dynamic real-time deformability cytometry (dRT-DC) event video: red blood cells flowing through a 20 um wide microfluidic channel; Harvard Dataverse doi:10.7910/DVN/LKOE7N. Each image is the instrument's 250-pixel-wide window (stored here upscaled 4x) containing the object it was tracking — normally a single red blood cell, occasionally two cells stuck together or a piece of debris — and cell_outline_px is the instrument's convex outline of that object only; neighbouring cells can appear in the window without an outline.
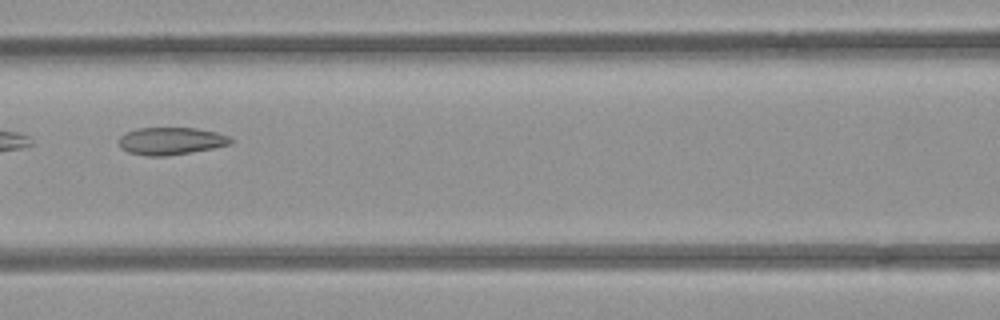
{"species": "common noctule bat (a hibernating species)", "species_latin": "Nyctalus noctula", "temperature_condition": "room temperature", "stored_images_in_passage": 6, "camera_frame_rate_fps": 3000, "um_per_image_px": 0.085, "animal": {"sex": "female", "body_mass_g": 21.9}, "frame": {"image": 1, "passage_image": 6, "time_ms": 6.667, "image_size_px": [1000, 320], "cell_outline_px": [[232, 144], [212, 148], [164, 156], [148, 156], [128, 152], [120, 148], [120, 136], [136, 128], [196, 128], [216, 132], [232, 136]], "centroid_in_image_um": [14.55, 11.98], "position_along_channel_um": 152.0, "area_um2": 17.74}}